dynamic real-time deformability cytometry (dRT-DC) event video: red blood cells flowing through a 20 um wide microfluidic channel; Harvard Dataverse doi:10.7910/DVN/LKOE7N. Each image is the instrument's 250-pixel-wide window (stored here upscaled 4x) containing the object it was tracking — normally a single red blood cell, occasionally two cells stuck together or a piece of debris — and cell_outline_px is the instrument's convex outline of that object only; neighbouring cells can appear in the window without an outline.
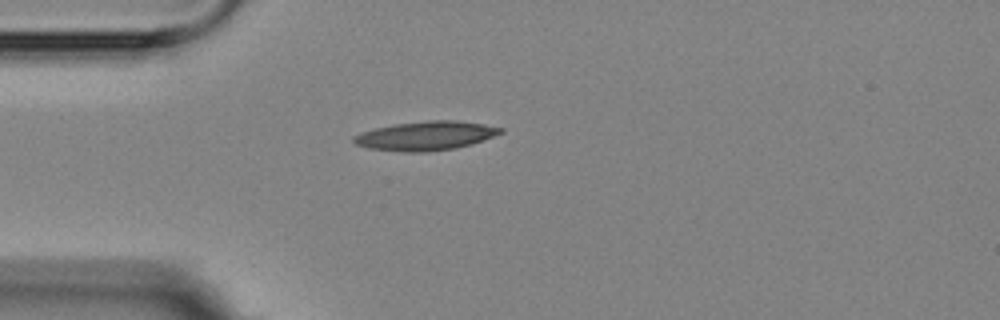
{"species": "Egyptian fruit bat (a non-hibernating species)", "species_latin": "Rousettus aegyptiacus", "temperature_condition": "room temperature", "stored_images_in_passage": 6, "camera_frame_rate_fps": 3000, "um_per_image_px": 0.085, "animal": {"sex": "female"}, "frame": {"image": 1, "passage_image": 1, "time_ms": 0.0, "image_size_px": [1000, 320], "cell_outline_px": [[504, 132], [472, 144], [456, 148], [428, 152], [404, 152], [368, 148], [356, 144], [352, 140], [352, 136], [360, 132], [376, 128], [396, 124], [428, 120], [456, 120], [484, 124], [504, 128]], "centroid_in_image_um": [36.19, 11.54], "position_along_channel_um": 48.8, "area_um2": 24.91}}
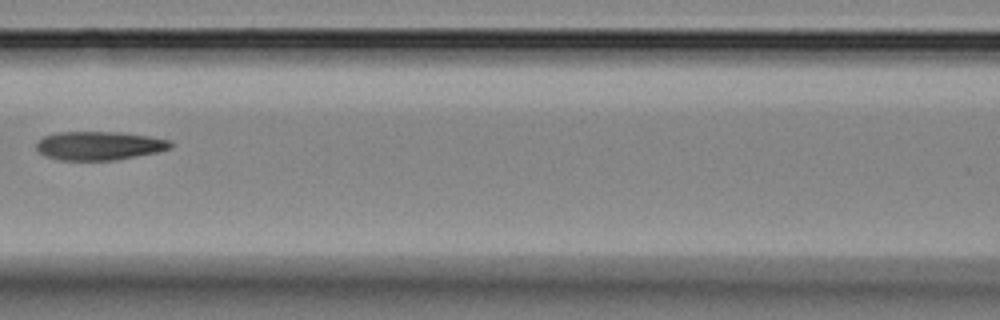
{"frame": {"image": 2, "passage_image": 4, "time_ms": 3.333, "image_size_px": [1000, 320], "cell_outline_px": [[172, 148], [156, 152], [116, 160], [60, 160], [44, 156], [36, 148], [36, 144], [44, 136], [56, 132], [120, 132], [148, 136], [172, 140]], "centroid_in_image_um": [8.44, 12.38], "position_along_channel_um": 158.2, "area_um2": 22.43}}
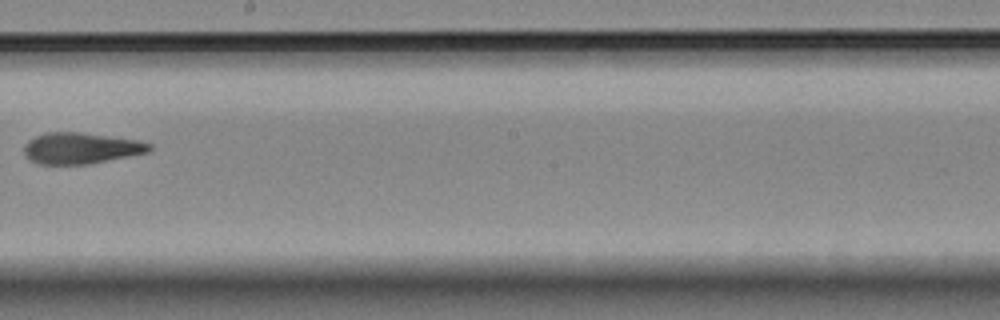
{"frame": {"image": 3, "passage_image": 6, "time_ms": 5.667, "image_size_px": [1000, 320], "cell_outline_px": [[152, 148], [148, 152], [88, 164], [40, 164], [32, 160], [24, 152], [24, 144], [28, 140], [36, 136], [48, 132], [76, 132], [136, 140], [152, 144]], "centroid_in_image_um": [6.86, 12.6], "position_along_channel_um": 241.3, "area_um2": 22.31}}